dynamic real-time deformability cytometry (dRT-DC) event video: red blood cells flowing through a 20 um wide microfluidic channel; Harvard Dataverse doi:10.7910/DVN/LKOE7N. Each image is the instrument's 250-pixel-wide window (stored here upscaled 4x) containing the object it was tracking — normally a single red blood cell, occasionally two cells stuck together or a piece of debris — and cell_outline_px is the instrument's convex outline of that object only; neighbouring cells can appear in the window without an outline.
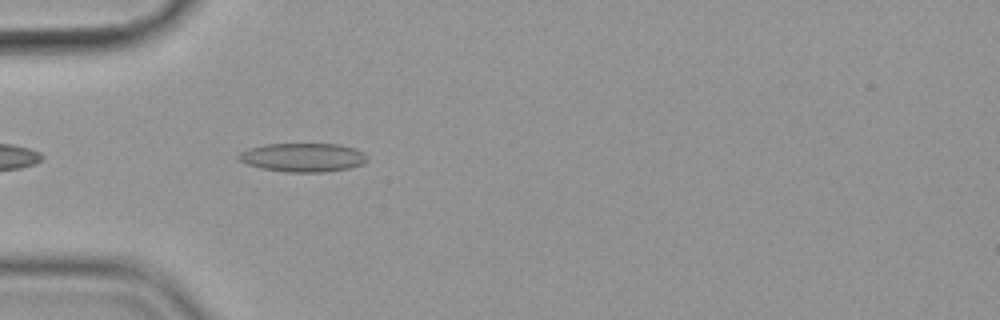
{"species": "common noctule bat (a hibernating species)", "species_latin": "Nyctalus noctula", "temperature_condition": "cold", "stored_images_in_passage": 42, "camera_frame_rate_fps": 3000, "um_per_image_px": 0.085, "animal": {"sex": "female", "body_mass_g": 19.9}, "frame": {"image": 1, "passage_image": 3, "time_ms": 0.667, "image_size_px": [1000, 320], "cell_outline_px": [[368, 160], [364, 164], [348, 168], [324, 172], [288, 172], [260, 168], [236, 160], [236, 156], [240, 152], [264, 144], [340, 144], [356, 148], [364, 152], [368, 156]], "centroid_in_image_um": [25.78, 13.38], "position_along_channel_um": 59.2, "area_um2": 21.73}}
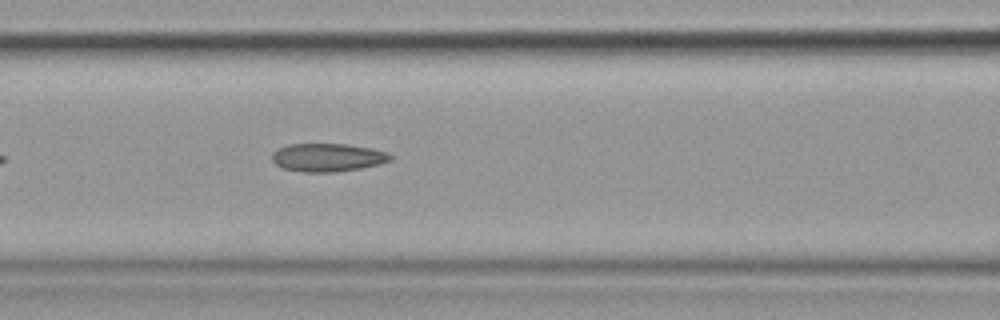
{"frame": {"image": 2, "passage_image": 10, "time_ms": 3.0, "image_size_px": [1000, 320], "cell_outline_px": [[392, 160], [380, 164], [360, 168], [336, 172], [300, 172], [284, 168], [276, 164], [272, 160], [272, 152], [276, 148], [288, 144], [348, 144], [372, 148], [388, 152], [392, 156]], "centroid_in_image_um": [27.85, 13.38], "position_along_channel_um": 138.8, "area_um2": 19.65}}
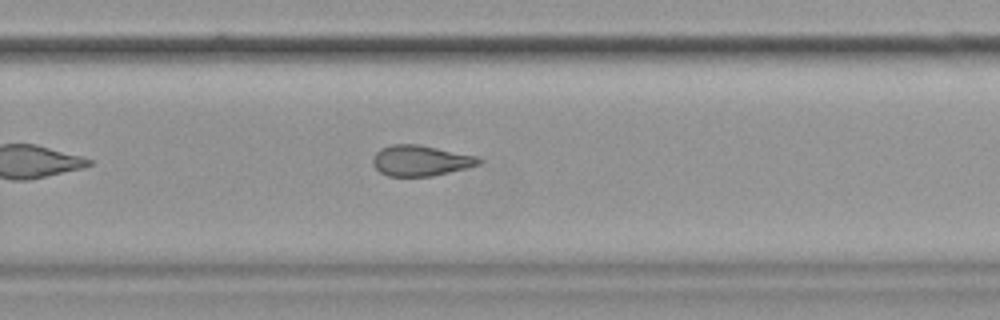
{"frame": {"image": 3, "passage_image": 23, "time_ms": 7.333, "image_size_px": [1000, 320], "cell_outline_px": [[484, 160], [480, 164], [432, 176], [388, 176], [380, 172], [372, 164], [372, 160], [376, 152], [380, 148], [392, 144], [416, 144], [476, 156]], "centroid_in_image_um": [35.71, 13.65], "position_along_channel_um": 294.1, "area_um2": 18.73}, "authors_computed_cell_mechanics": {"area_um2": 19.8543, "velocity_mm_per_s": 3.5994, "shape_relaxation_time_tau1_ms": null, "shape_relaxation_time_tau2_ms": 2.9469, "deformation_change_tau1": null, "deformation_change_tau2": 0.1163}}